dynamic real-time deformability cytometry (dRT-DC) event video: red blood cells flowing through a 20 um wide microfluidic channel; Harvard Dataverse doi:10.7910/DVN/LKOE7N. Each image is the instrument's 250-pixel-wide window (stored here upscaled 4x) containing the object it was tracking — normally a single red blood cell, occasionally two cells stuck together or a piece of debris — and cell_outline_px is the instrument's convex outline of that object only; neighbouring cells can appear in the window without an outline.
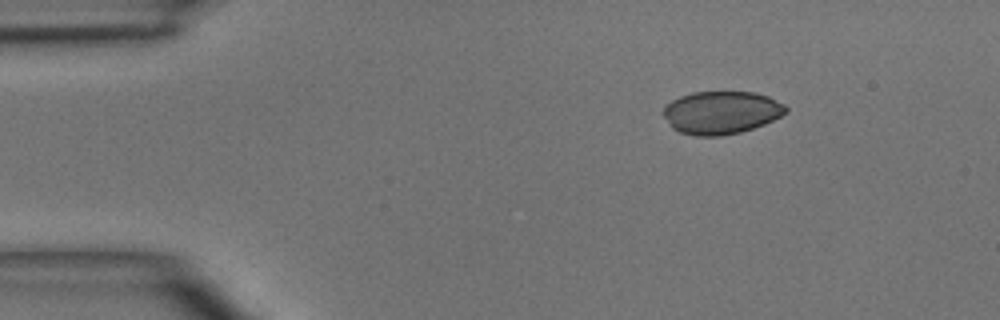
{"species": "common noctule bat (a hibernating species)", "species_latin": "Nyctalus noctula", "temperature_condition": "room temperature", "stored_images_in_passage": 5, "segment_of_instrument_passage": [2, 2], "camera_frame_rate_fps": 3000, "um_per_image_px": 0.085, "animal": {"sex": "male", "body_mass_g": 15.6}, "frame": {"image": 1, "passage_image": 5, "time_ms": 5.333, "image_size_px": [1000, 320], "cell_outline_px": [[788, 112], [764, 124], [740, 132], [720, 136], [696, 136], [680, 132], [672, 128], [664, 116], [664, 104], [680, 96], [692, 92], [756, 92], [768, 96], [784, 104], [788, 108]], "centroid_in_image_um": [61.3, 9.56], "position_along_channel_um": 23.7, "area_um2": 30.63}}